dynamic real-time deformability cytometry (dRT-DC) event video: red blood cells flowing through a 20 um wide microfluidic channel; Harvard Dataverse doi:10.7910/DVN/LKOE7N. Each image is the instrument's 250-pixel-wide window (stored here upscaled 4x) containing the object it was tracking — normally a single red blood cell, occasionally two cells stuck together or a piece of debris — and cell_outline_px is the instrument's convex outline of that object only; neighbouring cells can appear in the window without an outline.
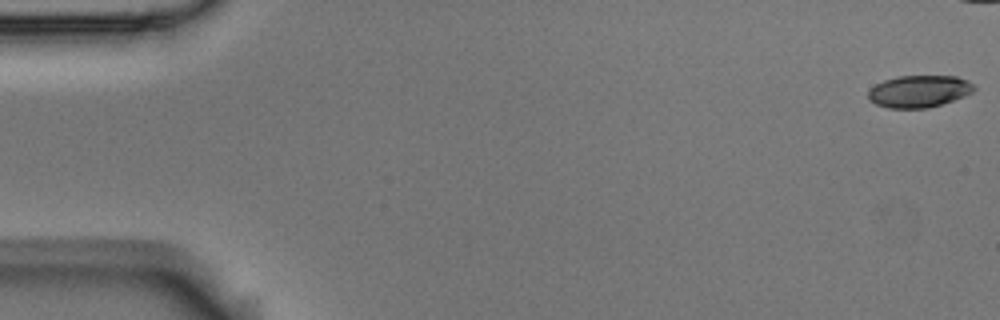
{"species": "Egyptian fruit bat (a non-hibernating species)", "species_latin": "Rousettus aegyptiacus", "temperature_condition": "room temperature", "stored_images_in_passage": 8, "camera_frame_rate_fps": 3000, "um_per_image_px": 0.085, "animal": {"sex": "male"}, "frame": {"image": 1, "passage_image": 1, "time_ms": 0.0, "image_size_px": [1000, 320], "cell_outline_px": [[976, 88], [972, 92], [964, 96], [928, 108], [888, 108], [876, 104], [868, 100], [868, 92], [876, 84], [884, 80], [896, 76], [956, 76], [968, 80]], "centroid_in_image_um": [78.1, 7.76], "position_along_channel_um": 6.9, "area_um2": 19.71}}
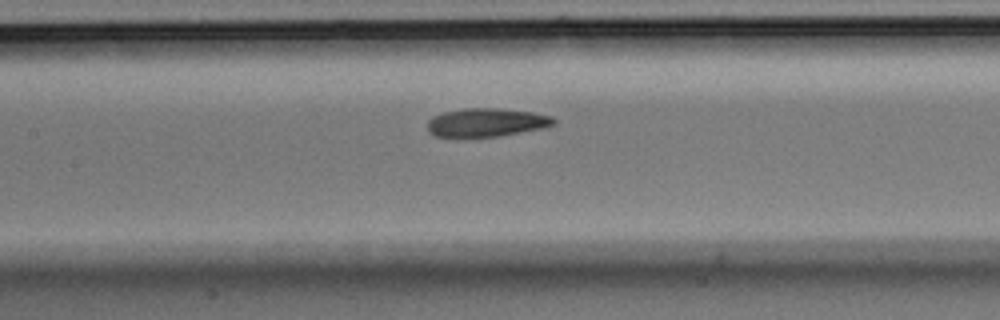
{"frame": {"image": 2, "passage_image": 8, "time_ms": 2.333, "image_size_px": [1000, 320], "cell_outline_px": [[556, 124], [544, 128], [496, 136], [436, 136], [428, 132], [428, 120], [432, 116], [444, 112], [464, 108], [496, 108], [532, 112], [552, 116], [556, 120]], "centroid_in_image_um": [41.36, 10.39], "position_along_channel_um": 166.0, "area_um2": 20.75}}